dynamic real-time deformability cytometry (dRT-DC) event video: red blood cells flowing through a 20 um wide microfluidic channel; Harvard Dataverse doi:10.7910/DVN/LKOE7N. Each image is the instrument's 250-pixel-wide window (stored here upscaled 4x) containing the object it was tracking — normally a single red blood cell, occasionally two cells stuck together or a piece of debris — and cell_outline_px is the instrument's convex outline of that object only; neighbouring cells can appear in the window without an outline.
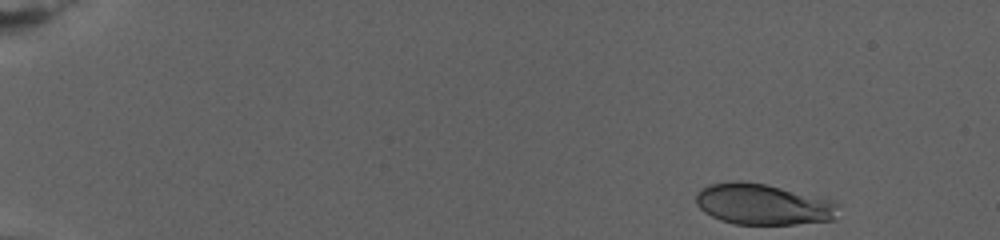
{"species": "human", "species_latin": "Homo sapiens", "temperature_condition": "warm", "stored_images_in_passage": 12, "camera_frame_rate_fps": 3000, "um_per_image_px": 0.085, "donor": {"sex": "female"}, "frame": {"image": 1, "passage_image": 1, "time_ms": 0.0, "image_size_px": [1000, 240], "cell_outline_px": [[836, 220], [796, 224], [736, 224], [720, 220], [704, 212], [696, 204], [696, 192], [700, 188], [708, 184], [736, 180], [740, 180], [764, 184], [832, 200], [836, 204]], "centroid_in_image_um": [64.8, 17.36], "position_along_channel_um": 20.2, "area_um2": 33.93}}
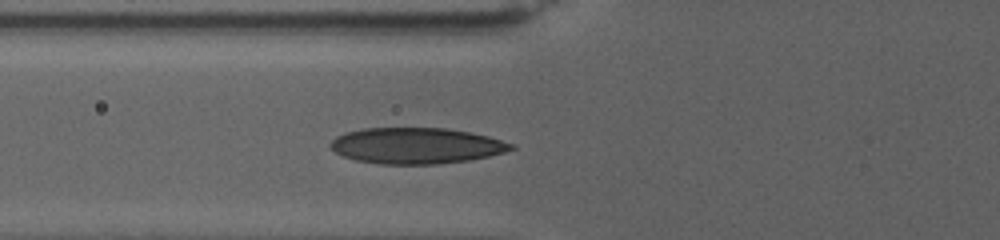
{"frame": {"image": 2, "passage_image": 9, "time_ms": 8.0, "image_size_px": [1000, 240], "cell_outline_px": [[516, 148], [504, 152], [488, 156], [468, 160], [436, 164], [380, 164], [356, 160], [344, 156], [336, 152], [328, 144], [336, 136], [344, 132], [364, 128], [444, 128], [468, 132], [488, 136], [512, 144]], "centroid_in_image_um": [35.34, 12.38], "position_along_channel_um": 90.5, "area_um2": 37.69}}
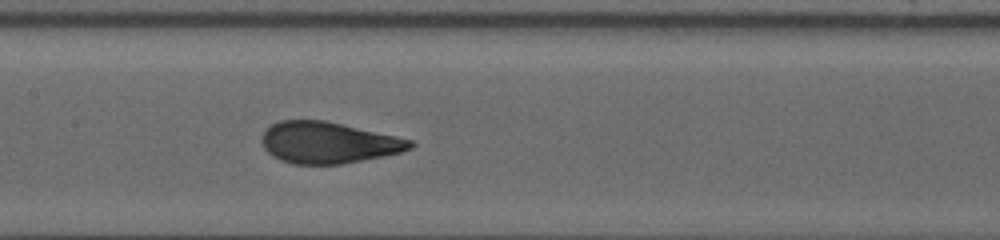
{"frame": {"image": 3, "passage_image": 12, "time_ms": 11.333, "image_size_px": [1000, 240], "cell_outline_px": [[416, 144], [412, 148], [400, 152], [340, 164], [292, 164], [280, 160], [272, 156], [264, 148], [260, 140], [260, 136], [272, 124], [280, 120], [324, 120], [396, 136], [412, 140]], "centroid_in_image_um": [27.86, 12.12], "position_along_channel_um": 179.5, "area_um2": 35.6}}